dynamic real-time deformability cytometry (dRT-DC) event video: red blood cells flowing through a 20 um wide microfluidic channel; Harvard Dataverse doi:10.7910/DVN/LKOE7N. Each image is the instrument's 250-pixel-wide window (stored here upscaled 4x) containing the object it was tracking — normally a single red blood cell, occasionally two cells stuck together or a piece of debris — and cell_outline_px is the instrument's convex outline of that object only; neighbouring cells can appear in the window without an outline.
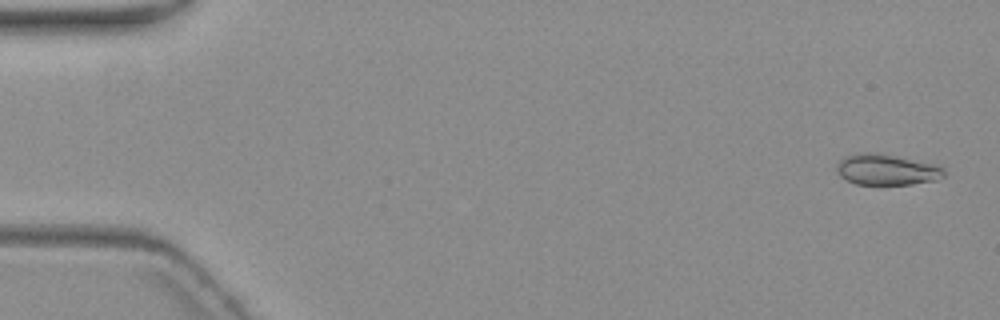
{"species": "common noctule bat (a hibernating species)", "species_latin": "Nyctalus noctula", "temperature_condition": "warm", "stored_images_in_passage": 7, "camera_frame_rate_fps": 3000, "um_per_image_px": 0.085, "animal": {"sex": "female", "body_mass_g": 19.3, "forearm_length_mm": 54.1}, "frame": {"image": 1, "passage_image": 1, "time_ms": 0.0, "image_size_px": [1000, 320], "cell_outline_px": [[944, 176], [936, 180], [912, 184], [856, 184], [840, 176], [836, 168], [836, 164], [840, 160], [848, 156], [868, 152], [872, 152], [896, 156], [932, 164], [944, 168]], "centroid_in_image_um": [75.36, 14.43], "position_along_channel_um": 9.6, "area_um2": 18.9}}
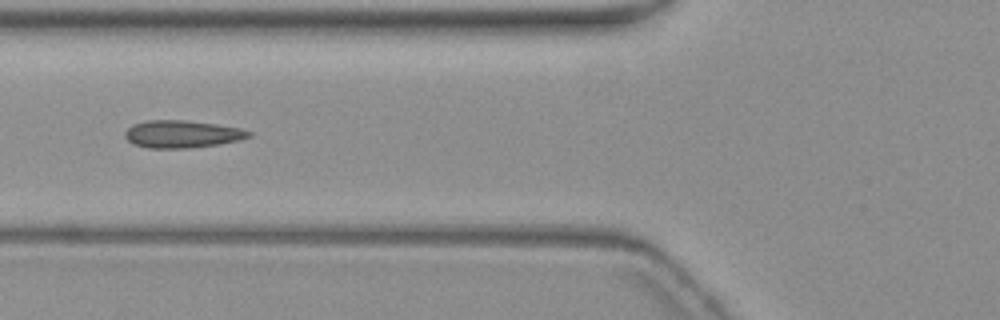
{"frame": {"image": 2, "passage_image": 6, "time_ms": 6.667, "image_size_px": [1000, 320], "cell_outline_px": [[252, 136], [240, 140], [220, 144], [188, 148], [148, 148], [132, 144], [124, 136], [124, 132], [132, 124], [148, 120], [184, 120], [216, 124], [240, 128], [252, 132]], "centroid_in_image_um": [15.47, 11.4], "position_along_channel_um": 110.3, "area_um2": 19.94}}
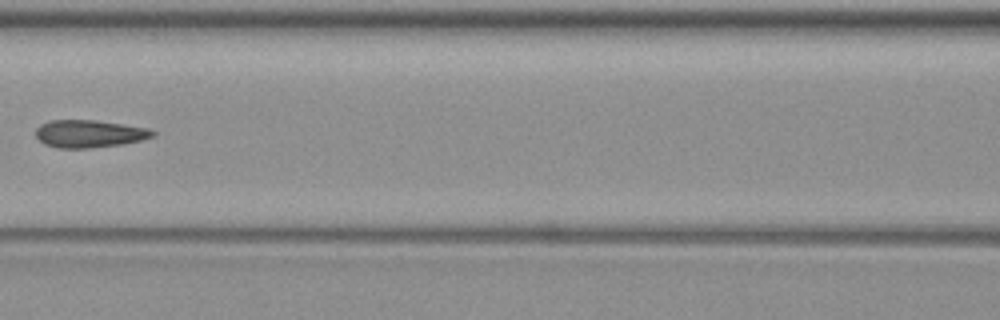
{"frame": {"image": 3, "passage_image": 7, "time_ms": 8.0, "image_size_px": [1000, 320], "cell_outline_px": [[156, 136], [124, 144], [88, 148], [56, 148], [44, 144], [36, 136], [36, 128], [40, 124], [52, 120], [92, 120], [148, 128], [156, 132]], "centroid_in_image_um": [7.58, 11.37], "position_along_channel_um": 159.0, "area_um2": 18.73}}